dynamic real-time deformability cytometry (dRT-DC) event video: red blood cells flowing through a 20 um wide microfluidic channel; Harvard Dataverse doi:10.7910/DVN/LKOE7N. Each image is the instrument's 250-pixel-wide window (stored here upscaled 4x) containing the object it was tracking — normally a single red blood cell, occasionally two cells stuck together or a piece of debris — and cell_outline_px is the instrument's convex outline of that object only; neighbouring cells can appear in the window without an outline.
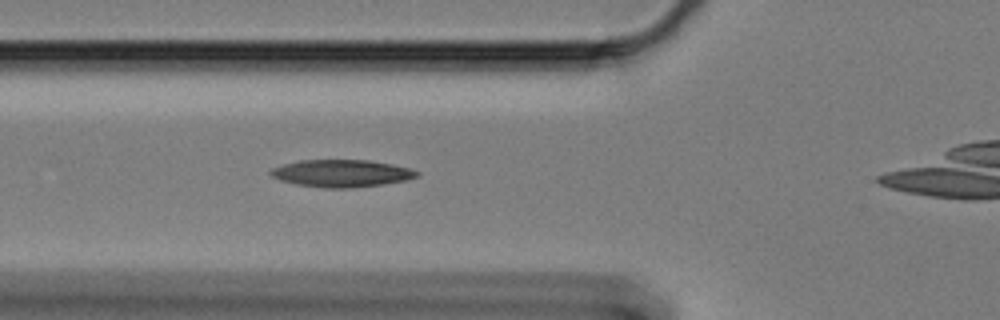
{"species": "Egyptian fruit bat (a non-hibernating species)", "species_latin": "Rousettus aegyptiacus", "temperature_condition": "cold", "stored_images_in_passage": 20, "camera_frame_rate_fps": 3000, "um_per_image_px": 0.085, "animal": {"sex": "female"}, "frame": {"image": 1, "passage_image": 9, "time_ms": 2.667, "image_size_px": [1000, 320], "cell_outline_px": [[420, 176], [404, 180], [380, 184], [352, 188], [324, 188], [296, 184], [280, 180], [272, 176], [268, 172], [272, 168], [284, 164], [300, 160], [368, 160], [392, 164], [408, 168], [420, 172]], "centroid_in_image_um": [29.01, 14.73], "position_along_channel_um": 96.8, "area_um2": 23.12}}
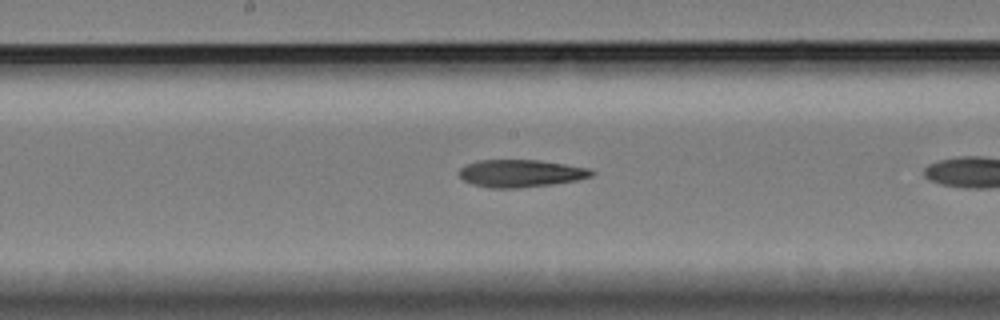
{"frame": {"image": 2, "passage_image": 15, "time_ms": 4.667, "image_size_px": [1000, 320], "cell_outline_px": [[596, 172], [592, 176], [576, 180], [552, 184], [520, 188], [492, 188], [472, 184], [464, 180], [460, 176], [460, 168], [468, 164], [480, 160], [540, 160], [588, 168]], "centroid_in_image_um": [44.28, 14.74], "position_along_channel_um": 203.9, "area_um2": 21.04}}